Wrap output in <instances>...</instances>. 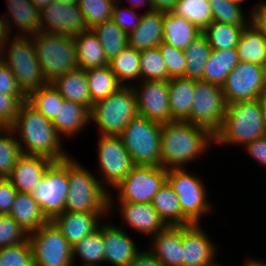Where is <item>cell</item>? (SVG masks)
Instances as JSON below:
<instances>
[{
  "label": "cell",
  "instance_id": "4316f807",
  "mask_svg": "<svg viewBox=\"0 0 266 266\" xmlns=\"http://www.w3.org/2000/svg\"><path fill=\"white\" fill-rule=\"evenodd\" d=\"M73 40L78 68L88 70L109 65L99 38L92 29L74 35Z\"/></svg>",
  "mask_w": 266,
  "mask_h": 266
},
{
  "label": "cell",
  "instance_id": "2e32d148",
  "mask_svg": "<svg viewBox=\"0 0 266 266\" xmlns=\"http://www.w3.org/2000/svg\"><path fill=\"white\" fill-rule=\"evenodd\" d=\"M132 88L139 115L161 124L173 121L169 107V80H141Z\"/></svg>",
  "mask_w": 266,
  "mask_h": 266
},
{
  "label": "cell",
  "instance_id": "ba28073f",
  "mask_svg": "<svg viewBox=\"0 0 266 266\" xmlns=\"http://www.w3.org/2000/svg\"><path fill=\"white\" fill-rule=\"evenodd\" d=\"M200 177V174L196 175L188 168L168 169L166 175V182L179 198L183 214L193 224L202 223V218L213 214L215 207L212 200L208 199L205 180Z\"/></svg>",
  "mask_w": 266,
  "mask_h": 266
},
{
  "label": "cell",
  "instance_id": "cb8c5ba5",
  "mask_svg": "<svg viewBox=\"0 0 266 266\" xmlns=\"http://www.w3.org/2000/svg\"><path fill=\"white\" fill-rule=\"evenodd\" d=\"M53 163L42 156L22 154L7 179L20 193H31Z\"/></svg>",
  "mask_w": 266,
  "mask_h": 266
},
{
  "label": "cell",
  "instance_id": "ffe728a7",
  "mask_svg": "<svg viewBox=\"0 0 266 266\" xmlns=\"http://www.w3.org/2000/svg\"><path fill=\"white\" fill-rule=\"evenodd\" d=\"M123 226H117L112 221L103 222V240H104V265L108 266H128L141 251L137 246V240L131 237Z\"/></svg>",
  "mask_w": 266,
  "mask_h": 266
},
{
  "label": "cell",
  "instance_id": "f907efd6",
  "mask_svg": "<svg viewBox=\"0 0 266 266\" xmlns=\"http://www.w3.org/2000/svg\"><path fill=\"white\" fill-rule=\"evenodd\" d=\"M122 0H117L113 6L111 20L129 35L139 25L143 12L127 7Z\"/></svg>",
  "mask_w": 266,
  "mask_h": 266
},
{
  "label": "cell",
  "instance_id": "db71d44e",
  "mask_svg": "<svg viewBox=\"0 0 266 266\" xmlns=\"http://www.w3.org/2000/svg\"><path fill=\"white\" fill-rule=\"evenodd\" d=\"M0 93L7 95H24L17 86L13 73L0 59Z\"/></svg>",
  "mask_w": 266,
  "mask_h": 266
},
{
  "label": "cell",
  "instance_id": "83f0119b",
  "mask_svg": "<svg viewBox=\"0 0 266 266\" xmlns=\"http://www.w3.org/2000/svg\"><path fill=\"white\" fill-rule=\"evenodd\" d=\"M51 84L65 100L82 104L91 110L93 102L90 97L85 70L77 67L61 75Z\"/></svg>",
  "mask_w": 266,
  "mask_h": 266
},
{
  "label": "cell",
  "instance_id": "03108f58",
  "mask_svg": "<svg viewBox=\"0 0 266 266\" xmlns=\"http://www.w3.org/2000/svg\"><path fill=\"white\" fill-rule=\"evenodd\" d=\"M60 3H64V4H73V3H77V0H54Z\"/></svg>",
  "mask_w": 266,
  "mask_h": 266
},
{
  "label": "cell",
  "instance_id": "003e7915",
  "mask_svg": "<svg viewBox=\"0 0 266 266\" xmlns=\"http://www.w3.org/2000/svg\"><path fill=\"white\" fill-rule=\"evenodd\" d=\"M230 1H232L234 4L241 6L242 8H246L243 6L245 0H230Z\"/></svg>",
  "mask_w": 266,
  "mask_h": 266
},
{
  "label": "cell",
  "instance_id": "44dd1931",
  "mask_svg": "<svg viewBox=\"0 0 266 266\" xmlns=\"http://www.w3.org/2000/svg\"><path fill=\"white\" fill-rule=\"evenodd\" d=\"M109 213L69 212L64 211L51 221L61 231L71 246H74L85 236L94 233L108 219Z\"/></svg>",
  "mask_w": 266,
  "mask_h": 266
},
{
  "label": "cell",
  "instance_id": "836d02e7",
  "mask_svg": "<svg viewBox=\"0 0 266 266\" xmlns=\"http://www.w3.org/2000/svg\"><path fill=\"white\" fill-rule=\"evenodd\" d=\"M239 63L237 48L223 50L212 49L201 80L222 86L226 77Z\"/></svg>",
  "mask_w": 266,
  "mask_h": 266
},
{
  "label": "cell",
  "instance_id": "680465c9",
  "mask_svg": "<svg viewBox=\"0 0 266 266\" xmlns=\"http://www.w3.org/2000/svg\"><path fill=\"white\" fill-rule=\"evenodd\" d=\"M151 2L153 5V10L162 13H171L178 3V0H151Z\"/></svg>",
  "mask_w": 266,
  "mask_h": 266
},
{
  "label": "cell",
  "instance_id": "74e56055",
  "mask_svg": "<svg viewBox=\"0 0 266 266\" xmlns=\"http://www.w3.org/2000/svg\"><path fill=\"white\" fill-rule=\"evenodd\" d=\"M184 51L186 57V78L201 80L206 62L212 51L207 38L201 34Z\"/></svg>",
  "mask_w": 266,
  "mask_h": 266
},
{
  "label": "cell",
  "instance_id": "c3c4849f",
  "mask_svg": "<svg viewBox=\"0 0 266 266\" xmlns=\"http://www.w3.org/2000/svg\"><path fill=\"white\" fill-rule=\"evenodd\" d=\"M168 70V80L186 78L185 51L162 41L158 46Z\"/></svg>",
  "mask_w": 266,
  "mask_h": 266
},
{
  "label": "cell",
  "instance_id": "7c38bea8",
  "mask_svg": "<svg viewBox=\"0 0 266 266\" xmlns=\"http://www.w3.org/2000/svg\"><path fill=\"white\" fill-rule=\"evenodd\" d=\"M68 191L67 158L53 162L30 194L38 203L42 213L51 221L55 216L65 211Z\"/></svg>",
  "mask_w": 266,
  "mask_h": 266
},
{
  "label": "cell",
  "instance_id": "6f0895ef",
  "mask_svg": "<svg viewBox=\"0 0 266 266\" xmlns=\"http://www.w3.org/2000/svg\"><path fill=\"white\" fill-rule=\"evenodd\" d=\"M141 251L128 266H163V264L146 247ZM143 249V250H142Z\"/></svg>",
  "mask_w": 266,
  "mask_h": 266
},
{
  "label": "cell",
  "instance_id": "8fae6325",
  "mask_svg": "<svg viewBox=\"0 0 266 266\" xmlns=\"http://www.w3.org/2000/svg\"><path fill=\"white\" fill-rule=\"evenodd\" d=\"M97 136L96 176L101 185L110 192L111 188L114 189L131 172L134 163L120 136Z\"/></svg>",
  "mask_w": 266,
  "mask_h": 266
},
{
  "label": "cell",
  "instance_id": "7a4b0ae2",
  "mask_svg": "<svg viewBox=\"0 0 266 266\" xmlns=\"http://www.w3.org/2000/svg\"><path fill=\"white\" fill-rule=\"evenodd\" d=\"M11 128L17 137L22 154L42 156L53 162H59L71 156L63 145L64 139L58 134L51 120L27 101L20 106Z\"/></svg>",
  "mask_w": 266,
  "mask_h": 266
},
{
  "label": "cell",
  "instance_id": "b9f144b4",
  "mask_svg": "<svg viewBox=\"0 0 266 266\" xmlns=\"http://www.w3.org/2000/svg\"><path fill=\"white\" fill-rule=\"evenodd\" d=\"M172 13L192 22L201 32L213 21L208 0H178Z\"/></svg>",
  "mask_w": 266,
  "mask_h": 266
},
{
  "label": "cell",
  "instance_id": "6da1fadb",
  "mask_svg": "<svg viewBox=\"0 0 266 266\" xmlns=\"http://www.w3.org/2000/svg\"><path fill=\"white\" fill-rule=\"evenodd\" d=\"M215 138L203 127L187 121H172L161 128V166L163 168H187L198 158L208 155L215 148ZM204 155V156H203Z\"/></svg>",
  "mask_w": 266,
  "mask_h": 266
},
{
  "label": "cell",
  "instance_id": "f6af8a7d",
  "mask_svg": "<svg viewBox=\"0 0 266 266\" xmlns=\"http://www.w3.org/2000/svg\"><path fill=\"white\" fill-rule=\"evenodd\" d=\"M141 80H168V70L159 47L140 51Z\"/></svg>",
  "mask_w": 266,
  "mask_h": 266
},
{
  "label": "cell",
  "instance_id": "8d00e7d4",
  "mask_svg": "<svg viewBox=\"0 0 266 266\" xmlns=\"http://www.w3.org/2000/svg\"><path fill=\"white\" fill-rule=\"evenodd\" d=\"M85 73L93 103L107 98L122 87L109 65L91 68L85 70Z\"/></svg>",
  "mask_w": 266,
  "mask_h": 266
},
{
  "label": "cell",
  "instance_id": "5b68a950",
  "mask_svg": "<svg viewBox=\"0 0 266 266\" xmlns=\"http://www.w3.org/2000/svg\"><path fill=\"white\" fill-rule=\"evenodd\" d=\"M0 59L13 73L17 86L27 97L48 84L41 70L32 36H10L0 49Z\"/></svg>",
  "mask_w": 266,
  "mask_h": 266
},
{
  "label": "cell",
  "instance_id": "3957f363",
  "mask_svg": "<svg viewBox=\"0 0 266 266\" xmlns=\"http://www.w3.org/2000/svg\"><path fill=\"white\" fill-rule=\"evenodd\" d=\"M264 135L266 132L260 99L236 101L226 106L224 122L220 131L214 136L215 147L240 146L242 149Z\"/></svg>",
  "mask_w": 266,
  "mask_h": 266
},
{
  "label": "cell",
  "instance_id": "8992f818",
  "mask_svg": "<svg viewBox=\"0 0 266 266\" xmlns=\"http://www.w3.org/2000/svg\"><path fill=\"white\" fill-rule=\"evenodd\" d=\"M138 114L135 91L132 86H122L107 98L93 103L90 124L96 125L98 135L119 136Z\"/></svg>",
  "mask_w": 266,
  "mask_h": 266
},
{
  "label": "cell",
  "instance_id": "ee69618b",
  "mask_svg": "<svg viewBox=\"0 0 266 266\" xmlns=\"http://www.w3.org/2000/svg\"><path fill=\"white\" fill-rule=\"evenodd\" d=\"M213 21L247 27L251 23V14L230 0H208ZM246 13V14H245ZM248 13V14H247ZM248 15V16H247Z\"/></svg>",
  "mask_w": 266,
  "mask_h": 266
},
{
  "label": "cell",
  "instance_id": "9c48e42d",
  "mask_svg": "<svg viewBox=\"0 0 266 266\" xmlns=\"http://www.w3.org/2000/svg\"><path fill=\"white\" fill-rule=\"evenodd\" d=\"M161 128L139 114L128 122L119 136L134 165L161 166Z\"/></svg>",
  "mask_w": 266,
  "mask_h": 266
},
{
  "label": "cell",
  "instance_id": "f35d334b",
  "mask_svg": "<svg viewBox=\"0 0 266 266\" xmlns=\"http://www.w3.org/2000/svg\"><path fill=\"white\" fill-rule=\"evenodd\" d=\"M92 30L98 36L109 61L128 45V35L111 19L96 25Z\"/></svg>",
  "mask_w": 266,
  "mask_h": 266
},
{
  "label": "cell",
  "instance_id": "7402d4cb",
  "mask_svg": "<svg viewBox=\"0 0 266 266\" xmlns=\"http://www.w3.org/2000/svg\"><path fill=\"white\" fill-rule=\"evenodd\" d=\"M5 1L8 11L3 16L10 35L33 36L42 31L40 10L35 7L31 0ZM15 29L16 31H14ZM13 32H16V34Z\"/></svg>",
  "mask_w": 266,
  "mask_h": 266
},
{
  "label": "cell",
  "instance_id": "e575fe53",
  "mask_svg": "<svg viewBox=\"0 0 266 266\" xmlns=\"http://www.w3.org/2000/svg\"><path fill=\"white\" fill-rule=\"evenodd\" d=\"M109 66L122 86L141 81L140 51L129 45L109 61Z\"/></svg>",
  "mask_w": 266,
  "mask_h": 266
},
{
  "label": "cell",
  "instance_id": "be15d7a7",
  "mask_svg": "<svg viewBox=\"0 0 266 266\" xmlns=\"http://www.w3.org/2000/svg\"><path fill=\"white\" fill-rule=\"evenodd\" d=\"M259 99L263 118V126L266 132V92Z\"/></svg>",
  "mask_w": 266,
  "mask_h": 266
},
{
  "label": "cell",
  "instance_id": "5bb4252c",
  "mask_svg": "<svg viewBox=\"0 0 266 266\" xmlns=\"http://www.w3.org/2000/svg\"><path fill=\"white\" fill-rule=\"evenodd\" d=\"M28 239L34 266H74L72 246L52 221L29 233Z\"/></svg>",
  "mask_w": 266,
  "mask_h": 266
},
{
  "label": "cell",
  "instance_id": "94428289",
  "mask_svg": "<svg viewBox=\"0 0 266 266\" xmlns=\"http://www.w3.org/2000/svg\"><path fill=\"white\" fill-rule=\"evenodd\" d=\"M10 36L6 20L3 15H0V49Z\"/></svg>",
  "mask_w": 266,
  "mask_h": 266
},
{
  "label": "cell",
  "instance_id": "484cf974",
  "mask_svg": "<svg viewBox=\"0 0 266 266\" xmlns=\"http://www.w3.org/2000/svg\"><path fill=\"white\" fill-rule=\"evenodd\" d=\"M164 13L143 12L139 25L128 35V45L139 51L158 47L163 41Z\"/></svg>",
  "mask_w": 266,
  "mask_h": 266
},
{
  "label": "cell",
  "instance_id": "e7e4bbea",
  "mask_svg": "<svg viewBox=\"0 0 266 266\" xmlns=\"http://www.w3.org/2000/svg\"><path fill=\"white\" fill-rule=\"evenodd\" d=\"M54 0H31V2L37 7L39 10L49 5Z\"/></svg>",
  "mask_w": 266,
  "mask_h": 266
},
{
  "label": "cell",
  "instance_id": "f5cc1de1",
  "mask_svg": "<svg viewBox=\"0 0 266 266\" xmlns=\"http://www.w3.org/2000/svg\"><path fill=\"white\" fill-rule=\"evenodd\" d=\"M17 193L7 178H0V215H9Z\"/></svg>",
  "mask_w": 266,
  "mask_h": 266
},
{
  "label": "cell",
  "instance_id": "816d5d0a",
  "mask_svg": "<svg viewBox=\"0 0 266 266\" xmlns=\"http://www.w3.org/2000/svg\"><path fill=\"white\" fill-rule=\"evenodd\" d=\"M24 101H26L25 95L0 93V125L2 127H11L14 124Z\"/></svg>",
  "mask_w": 266,
  "mask_h": 266
},
{
  "label": "cell",
  "instance_id": "9a60e30c",
  "mask_svg": "<svg viewBox=\"0 0 266 266\" xmlns=\"http://www.w3.org/2000/svg\"><path fill=\"white\" fill-rule=\"evenodd\" d=\"M221 87L226 104L260 98L266 92V67L240 62Z\"/></svg>",
  "mask_w": 266,
  "mask_h": 266
},
{
  "label": "cell",
  "instance_id": "bcb514c9",
  "mask_svg": "<svg viewBox=\"0 0 266 266\" xmlns=\"http://www.w3.org/2000/svg\"><path fill=\"white\" fill-rule=\"evenodd\" d=\"M117 0H77L88 29L111 19Z\"/></svg>",
  "mask_w": 266,
  "mask_h": 266
},
{
  "label": "cell",
  "instance_id": "6125c7cd",
  "mask_svg": "<svg viewBox=\"0 0 266 266\" xmlns=\"http://www.w3.org/2000/svg\"><path fill=\"white\" fill-rule=\"evenodd\" d=\"M252 258V259H251ZM243 266H266L265 259H260L256 257H250L245 259V262L243 261Z\"/></svg>",
  "mask_w": 266,
  "mask_h": 266
},
{
  "label": "cell",
  "instance_id": "1f68e13d",
  "mask_svg": "<svg viewBox=\"0 0 266 266\" xmlns=\"http://www.w3.org/2000/svg\"><path fill=\"white\" fill-rule=\"evenodd\" d=\"M202 32L185 18L171 13H164L163 41L173 47L185 50Z\"/></svg>",
  "mask_w": 266,
  "mask_h": 266
},
{
  "label": "cell",
  "instance_id": "7dc6e473",
  "mask_svg": "<svg viewBox=\"0 0 266 266\" xmlns=\"http://www.w3.org/2000/svg\"><path fill=\"white\" fill-rule=\"evenodd\" d=\"M0 266H34L30 240L0 249Z\"/></svg>",
  "mask_w": 266,
  "mask_h": 266
},
{
  "label": "cell",
  "instance_id": "ab89813d",
  "mask_svg": "<svg viewBox=\"0 0 266 266\" xmlns=\"http://www.w3.org/2000/svg\"><path fill=\"white\" fill-rule=\"evenodd\" d=\"M243 29V26L212 21L202 34L207 38L212 49L223 50L237 47Z\"/></svg>",
  "mask_w": 266,
  "mask_h": 266
},
{
  "label": "cell",
  "instance_id": "7bdbcfd3",
  "mask_svg": "<svg viewBox=\"0 0 266 266\" xmlns=\"http://www.w3.org/2000/svg\"><path fill=\"white\" fill-rule=\"evenodd\" d=\"M22 155L17 137L11 127L0 128V178H7Z\"/></svg>",
  "mask_w": 266,
  "mask_h": 266
},
{
  "label": "cell",
  "instance_id": "11a10c76",
  "mask_svg": "<svg viewBox=\"0 0 266 266\" xmlns=\"http://www.w3.org/2000/svg\"><path fill=\"white\" fill-rule=\"evenodd\" d=\"M242 151L254 159L260 167H266V135L247 144Z\"/></svg>",
  "mask_w": 266,
  "mask_h": 266
},
{
  "label": "cell",
  "instance_id": "681fc988",
  "mask_svg": "<svg viewBox=\"0 0 266 266\" xmlns=\"http://www.w3.org/2000/svg\"><path fill=\"white\" fill-rule=\"evenodd\" d=\"M29 234L10 216L0 215V249L28 240Z\"/></svg>",
  "mask_w": 266,
  "mask_h": 266
},
{
  "label": "cell",
  "instance_id": "603a6c76",
  "mask_svg": "<svg viewBox=\"0 0 266 266\" xmlns=\"http://www.w3.org/2000/svg\"><path fill=\"white\" fill-rule=\"evenodd\" d=\"M147 239V249L163 266H183L182 226H167Z\"/></svg>",
  "mask_w": 266,
  "mask_h": 266
},
{
  "label": "cell",
  "instance_id": "60d3db41",
  "mask_svg": "<svg viewBox=\"0 0 266 266\" xmlns=\"http://www.w3.org/2000/svg\"><path fill=\"white\" fill-rule=\"evenodd\" d=\"M64 100L65 98L51 83L31 92L26 97V101L32 107L51 121L58 115V110Z\"/></svg>",
  "mask_w": 266,
  "mask_h": 266
},
{
  "label": "cell",
  "instance_id": "d590c367",
  "mask_svg": "<svg viewBox=\"0 0 266 266\" xmlns=\"http://www.w3.org/2000/svg\"><path fill=\"white\" fill-rule=\"evenodd\" d=\"M72 258L74 266H76L77 259L81 260L82 266H102L104 264L103 223L94 233L85 236L72 246Z\"/></svg>",
  "mask_w": 266,
  "mask_h": 266
},
{
  "label": "cell",
  "instance_id": "52a82bcc",
  "mask_svg": "<svg viewBox=\"0 0 266 266\" xmlns=\"http://www.w3.org/2000/svg\"><path fill=\"white\" fill-rule=\"evenodd\" d=\"M32 37L47 83L78 67L73 36L40 31Z\"/></svg>",
  "mask_w": 266,
  "mask_h": 266
},
{
  "label": "cell",
  "instance_id": "9f6ffc18",
  "mask_svg": "<svg viewBox=\"0 0 266 266\" xmlns=\"http://www.w3.org/2000/svg\"><path fill=\"white\" fill-rule=\"evenodd\" d=\"M251 7L249 10L252 16L251 23L266 34V0H259Z\"/></svg>",
  "mask_w": 266,
  "mask_h": 266
},
{
  "label": "cell",
  "instance_id": "f1b7e54d",
  "mask_svg": "<svg viewBox=\"0 0 266 266\" xmlns=\"http://www.w3.org/2000/svg\"><path fill=\"white\" fill-rule=\"evenodd\" d=\"M195 94V80L173 78L169 80V107L173 121L190 118Z\"/></svg>",
  "mask_w": 266,
  "mask_h": 266
},
{
  "label": "cell",
  "instance_id": "91938a15",
  "mask_svg": "<svg viewBox=\"0 0 266 266\" xmlns=\"http://www.w3.org/2000/svg\"><path fill=\"white\" fill-rule=\"evenodd\" d=\"M130 6L129 8L137 10L138 8L141 9V7L146 8L143 12H149L153 10V5L151 0H129L128 1Z\"/></svg>",
  "mask_w": 266,
  "mask_h": 266
},
{
  "label": "cell",
  "instance_id": "ac0fdd59",
  "mask_svg": "<svg viewBox=\"0 0 266 266\" xmlns=\"http://www.w3.org/2000/svg\"><path fill=\"white\" fill-rule=\"evenodd\" d=\"M113 211L120 215L121 223L134 230L133 234L138 232L146 238H151L167 227L151 203L109 201V218Z\"/></svg>",
  "mask_w": 266,
  "mask_h": 266
},
{
  "label": "cell",
  "instance_id": "d6a6232c",
  "mask_svg": "<svg viewBox=\"0 0 266 266\" xmlns=\"http://www.w3.org/2000/svg\"><path fill=\"white\" fill-rule=\"evenodd\" d=\"M236 48L240 62L266 67V34L253 23L243 29Z\"/></svg>",
  "mask_w": 266,
  "mask_h": 266
},
{
  "label": "cell",
  "instance_id": "d6986e66",
  "mask_svg": "<svg viewBox=\"0 0 266 266\" xmlns=\"http://www.w3.org/2000/svg\"><path fill=\"white\" fill-rule=\"evenodd\" d=\"M42 31L74 36L89 30L77 3L64 4L52 1L40 10Z\"/></svg>",
  "mask_w": 266,
  "mask_h": 266
},
{
  "label": "cell",
  "instance_id": "30bf717a",
  "mask_svg": "<svg viewBox=\"0 0 266 266\" xmlns=\"http://www.w3.org/2000/svg\"><path fill=\"white\" fill-rule=\"evenodd\" d=\"M168 170L162 166L134 165L131 172L109 192V201L151 203L166 183ZM116 192L114 196L113 192Z\"/></svg>",
  "mask_w": 266,
  "mask_h": 266
},
{
  "label": "cell",
  "instance_id": "4fadbf2b",
  "mask_svg": "<svg viewBox=\"0 0 266 266\" xmlns=\"http://www.w3.org/2000/svg\"><path fill=\"white\" fill-rule=\"evenodd\" d=\"M226 106L221 86L195 80L193 106L187 122L203 127L215 136L224 122Z\"/></svg>",
  "mask_w": 266,
  "mask_h": 266
},
{
  "label": "cell",
  "instance_id": "4dcf8cb0",
  "mask_svg": "<svg viewBox=\"0 0 266 266\" xmlns=\"http://www.w3.org/2000/svg\"><path fill=\"white\" fill-rule=\"evenodd\" d=\"M151 204L167 226H186L193 224L183 214L179 198L167 182L153 197Z\"/></svg>",
  "mask_w": 266,
  "mask_h": 266
},
{
  "label": "cell",
  "instance_id": "e0dca14e",
  "mask_svg": "<svg viewBox=\"0 0 266 266\" xmlns=\"http://www.w3.org/2000/svg\"><path fill=\"white\" fill-rule=\"evenodd\" d=\"M203 224L182 226L183 266H218L219 245ZM215 243V244H214ZM217 244V245H216Z\"/></svg>",
  "mask_w": 266,
  "mask_h": 266
},
{
  "label": "cell",
  "instance_id": "277c9868",
  "mask_svg": "<svg viewBox=\"0 0 266 266\" xmlns=\"http://www.w3.org/2000/svg\"><path fill=\"white\" fill-rule=\"evenodd\" d=\"M73 156L68 158L69 191L65 211L109 213V192L96 174Z\"/></svg>",
  "mask_w": 266,
  "mask_h": 266
},
{
  "label": "cell",
  "instance_id": "d4e9b609",
  "mask_svg": "<svg viewBox=\"0 0 266 266\" xmlns=\"http://www.w3.org/2000/svg\"><path fill=\"white\" fill-rule=\"evenodd\" d=\"M63 139H73L90 126V110L82 104L64 100L58 115L51 121Z\"/></svg>",
  "mask_w": 266,
  "mask_h": 266
},
{
  "label": "cell",
  "instance_id": "f546056e",
  "mask_svg": "<svg viewBox=\"0 0 266 266\" xmlns=\"http://www.w3.org/2000/svg\"><path fill=\"white\" fill-rule=\"evenodd\" d=\"M9 215L29 234L49 220L30 193L18 192Z\"/></svg>",
  "mask_w": 266,
  "mask_h": 266
}]
</instances>
